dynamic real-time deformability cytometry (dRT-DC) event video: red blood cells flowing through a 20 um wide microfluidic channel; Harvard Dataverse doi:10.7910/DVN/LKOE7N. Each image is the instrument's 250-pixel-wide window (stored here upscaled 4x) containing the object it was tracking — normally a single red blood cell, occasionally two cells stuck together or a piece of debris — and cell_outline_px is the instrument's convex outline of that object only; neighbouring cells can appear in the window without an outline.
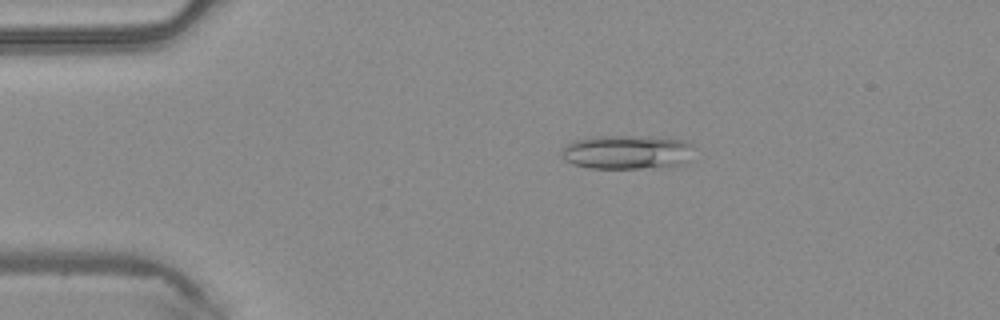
{"species": "common noctule bat (a hibernating species)", "species_latin": "Nyctalus noctula", "temperature_condition": "warm", "stored_images_in_passage": 49, "camera_frame_rate_fps": 3000, "um_per_image_px": 0.085, "animal": {"sex": "male", "body_mass_g": 20.4}, "frame": {"image": 1, "passage_image": 10, "time_ms": 3.0, "image_size_px": [1000, 320], "cell_outline_px": [[692, 144], [680, 164], [640, 168], [588, 168], [572, 164], [560, 152], [572, 140], [600, 136], [632, 136], [684, 140]], "centroid_in_image_um": [53.16, 12.92], "position_along_channel_um": 31.8, "area_um2": 25.26}}
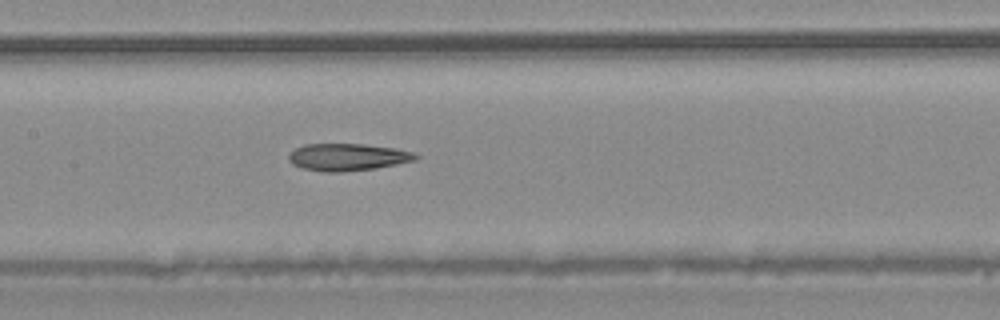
{"frame": {"image": 2, "passage_image": 24, "time_ms": 7.667, "image_size_px": [1000, 320], "cell_outline_px": [[420, 156], [416, 160], [376, 168], [340, 172], [324, 172], [304, 168], [292, 164], [288, 160], [288, 152], [304, 144], [360, 144], [396, 148], [412, 152]], "centroid_in_image_um": [29.52, 13.35], "position_along_channel_um": 177.9, "area_um2": 20.11}}
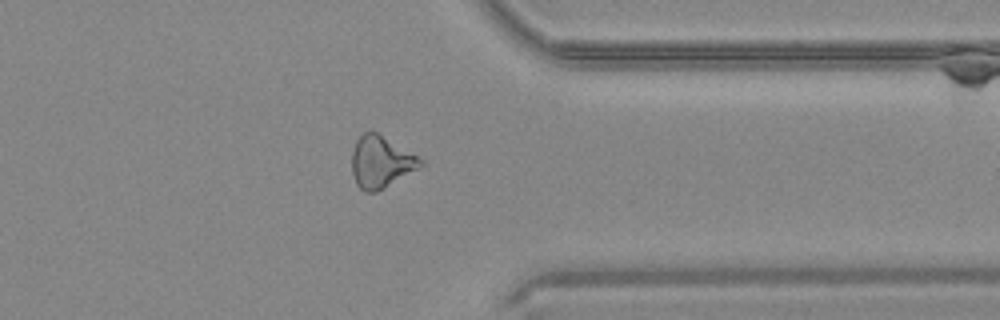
{"frame": {"image": 3, "passage_image": 39, "time_ms": 12.667, "image_size_px": [1000, 320], "cell_outline_px": [[424, 164], [420, 168], [384, 188], [376, 192], [364, 192], [356, 184], [352, 172], [352, 152], [356, 140], [368, 128], [372, 128], [424, 160]], "centroid_in_image_um": [32.37, 13.73], "position_along_channel_um": 379.0, "area_um2": 21.1}, "authors_computed_cell_mechanics": {"area_um2": 21.097, "velocity_mm_per_s": 4.1422, "shape_relaxation_time_tau1_ms": null, "shape_relaxation_time_tau2_ms": 6.4637, "deformation_change_tau1": null, "deformation_change_tau2": 0.211}}